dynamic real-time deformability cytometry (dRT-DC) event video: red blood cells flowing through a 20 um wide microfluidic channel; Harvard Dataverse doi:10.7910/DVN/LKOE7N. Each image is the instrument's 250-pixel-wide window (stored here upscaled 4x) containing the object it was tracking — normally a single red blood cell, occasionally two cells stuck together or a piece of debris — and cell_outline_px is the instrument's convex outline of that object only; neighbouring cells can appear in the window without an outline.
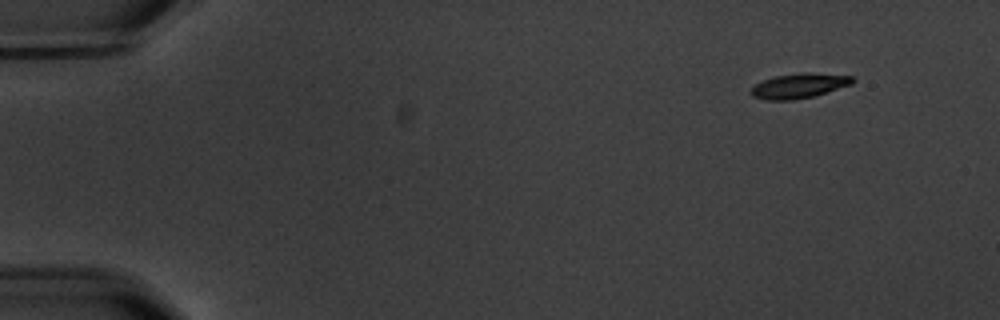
{"species": "common noctule bat (a hibernating species)", "species_latin": "Nyctalus noctula", "temperature_condition": "warm", "stored_images_in_passage": 9, "camera_frame_rate_fps": 3000, "um_per_image_px": 0.085, "animal": {"sex": "male", "body_mass_g": 20.1, "forearm_length_mm": 53.5}, "frame": {"image": 1, "passage_image": 1, "time_ms": 0.0, "image_size_px": [1000, 320], "cell_outline_px": [[856, 80], [852, 84], [812, 96], [792, 100], [768, 100], [752, 96], [748, 92], [756, 84], [764, 80], [776, 76], [800, 72], [808, 72], [852, 76]], "centroid_in_image_um": [67.91, 7.28], "position_along_channel_um": 17.1, "area_um2": 14.57}}
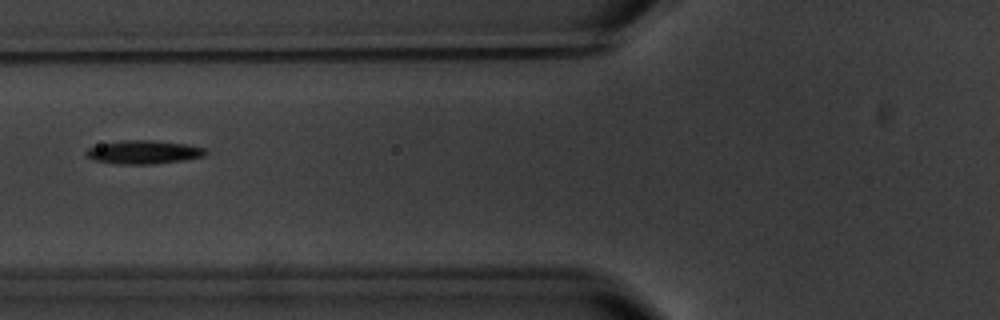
{"frame": {"image": 2, "passage_image": 6, "time_ms": 6.0, "image_size_px": [1000, 320], "cell_outline_px": [[208, 152], [204, 156], [184, 160], [156, 164], [116, 164], [92, 160], [84, 156], [84, 152], [88, 148], [100, 144], [120, 140], [152, 140], [184, 144], [204, 148]], "centroid_in_image_um": [12.14, 12.94], "position_along_channel_um": 113.7, "area_um2": 16.53}}
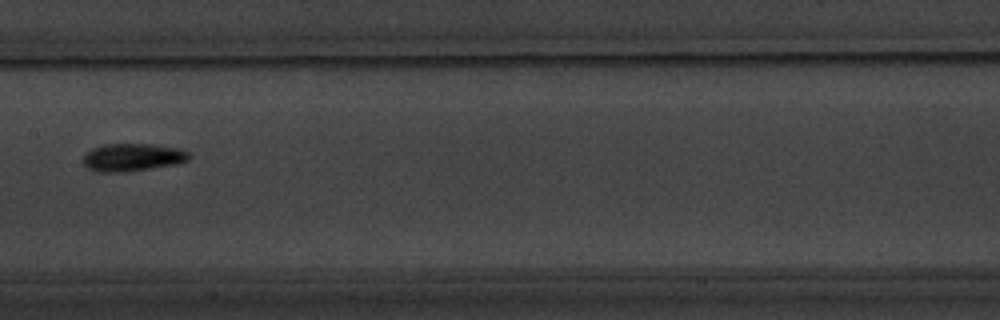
{"frame": {"image": 3, "passage_image": 8, "time_ms": 8.333, "image_size_px": [1000, 320], "cell_outline_px": [[192, 156], [188, 160], [176, 164], [120, 172], [96, 172], [88, 168], [84, 164], [84, 152], [92, 148], [104, 144], [152, 144], [176, 148], [188, 152]], "centroid_in_image_um": [11.23, 13.36], "position_along_channel_um": 196.2, "area_um2": 16.99}}